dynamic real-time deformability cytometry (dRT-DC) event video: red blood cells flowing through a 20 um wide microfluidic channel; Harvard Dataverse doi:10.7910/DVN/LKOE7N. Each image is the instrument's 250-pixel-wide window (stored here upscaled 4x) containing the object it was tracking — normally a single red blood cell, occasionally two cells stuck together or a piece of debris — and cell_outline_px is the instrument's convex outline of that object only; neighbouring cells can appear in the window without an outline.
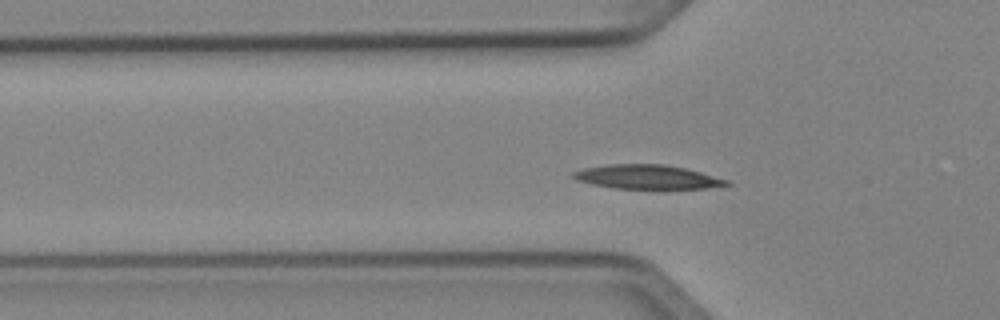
{"species": "Egyptian fruit bat (a non-hibernating species)", "species_latin": "Rousettus aegyptiacus", "temperature_condition": "cold", "stored_images_in_passage": 42, "camera_frame_rate_fps": 3000, "um_per_image_px": 0.085, "animal": {"sex": "female"}, "frame": {"image": 1, "passage_image": 13, "time_ms": 4.0, "image_size_px": [1000, 320], "cell_outline_px": [[732, 184], [704, 188], [660, 192], [656, 192], [612, 188], [592, 184], [576, 180], [568, 176], [572, 172], [584, 168], [608, 164], [664, 164], [688, 168], [728, 180]], "centroid_in_image_um": [55.02, 15.09], "position_along_channel_um": 70.8, "area_um2": 22.95}}
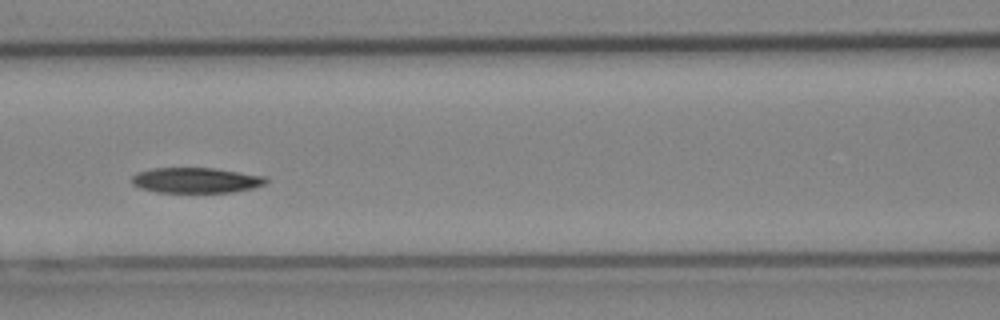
{"frame": {"image": 2, "passage_image": 19, "time_ms": 6.0, "image_size_px": [1000, 320], "cell_outline_px": [[268, 180], [264, 184], [252, 188], [232, 192], [156, 192], [140, 188], [132, 184], [132, 176], [136, 172], [152, 168], [212, 168], [268, 176]], "centroid_in_image_um": [16.65, 15.32], "position_along_channel_um": 150.0, "area_um2": 19.88}}
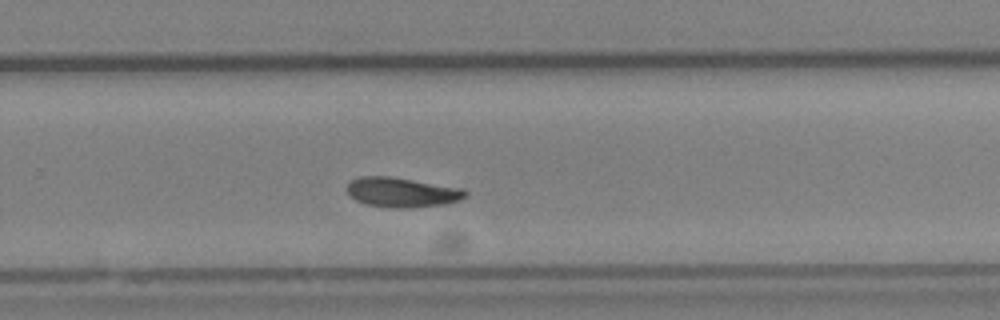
{"frame": {"image": 3, "passage_image": 30, "time_ms": 9.667, "image_size_px": [1000, 320], "cell_outline_px": [[468, 196], [460, 200], [448, 204], [412, 208], [392, 208], [364, 204], [356, 200], [348, 192], [348, 184], [352, 180], [360, 176], [392, 176], [460, 188], [468, 192]], "centroid_in_image_um": [34.2, 16.36], "position_along_channel_um": 295.6, "area_um2": 20.63}, "authors_computed_cell_mechanics": {"area_um2": 20.519, "velocity_mm_per_s": 3.9888, "shape_relaxation_time_tau1_ms": 4.1968, "shape_relaxation_time_tau2_ms": null, "deformation_change_tau1": 0.1277, "deformation_change_tau2": null}}